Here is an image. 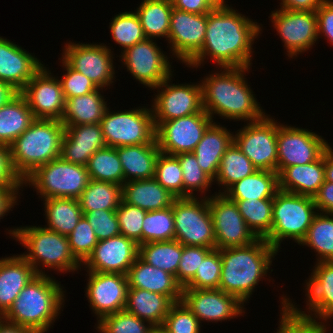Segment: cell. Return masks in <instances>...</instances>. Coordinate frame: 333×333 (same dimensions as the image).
Wrapping results in <instances>:
<instances>
[{
    "mask_svg": "<svg viewBox=\"0 0 333 333\" xmlns=\"http://www.w3.org/2000/svg\"><path fill=\"white\" fill-rule=\"evenodd\" d=\"M228 6L207 13L202 49L186 64L198 68L205 59L221 67H251L253 43L262 32L261 25ZM209 56V57H208Z\"/></svg>",
    "mask_w": 333,
    "mask_h": 333,
    "instance_id": "cell-1",
    "label": "cell"
},
{
    "mask_svg": "<svg viewBox=\"0 0 333 333\" xmlns=\"http://www.w3.org/2000/svg\"><path fill=\"white\" fill-rule=\"evenodd\" d=\"M250 68L221 67L219 72L202 79L203 109L212 119L218 114L224 119L249 123L267 114L245 78Z\"/></svg>",
    "mask_w": 333,
    "mask_h": 333,
    "instance_id": "cell-2",
    "label": "cell"
},
{
    "mask_svg": "<svg viewBox=\"0 0 333 333\" xmlns=\"http://www.w3.org/2000/svg\"><path fill=\"white\" fill-rule=\"evenodd\" d=\"M277 252L264 238L245 247L221 249L218 289L235 296L243 304L247 303L258 283L267 276Z\"/></svg>",
    "mask_w": 333,
    "mask_h": 333,
    "instance_id": "cell-3",
    "label": "cell"
},
{
    "mask_svg": "<svg viewBox=\"0 0 333 333\" xmlns=\"http://www.w3.org/2000/svg\"><path fill=\"white\" fill-rule=\"evenodd\" d=\"M60 283L50 275H36L20 292L3 318L12 323L47 333L64 306L66 297Z\"/></svg>",
    "mask_w": 333,
    "mask_h": 333,
    "instance_id": "cell-4",
    "label": "cell"
},
{
    "mask_svg": "<svg viewBox=\"0 0 333 333\" xmlns=\"http://www.w3.org/2000/svg\"><path fill=\"white\" fill-rule=\"evenodd\" d=\"M64 131L59 120L35 119L9 145L13 170L22 181L39 166L60 157Z\"/></svg>",
    "mask_w": 333,
    "mask_h": 333,
    "instance_id": "cell-5",
    "label": "cell"
},
{
    "mask_svg": "<svg viewBox=\"0 0 333 333\" xmlns=\"http://www.w3.org/2000/svg\"><path fill=\"white\" fill-rule=\"evenodd\" d=\"M8 231L9 236L27 249L21 256L34 268L37 275H46L44 267L47 271L50 268L51 271L53 269L62 273H74L83 268L74 257L67 236L39 225L14 227Z\"/></svg>",
    "mask_w": 333,
    "mask_h": 333,
    "instance_id": "cell-6",
    "label": "cell"
},
{
    "mask_svg": "<svg viewBox=\"0 0 333 333\" xmlns=\"http://www.w3.org/2000/svg\"><path fill=\"white\" fill-rule=\"evenodd\" d=\"M305 283L307 313L297 308L292 299L283 296L280 318L289 317L304 326L323 327L333 319V261L315 262L311 276Z\"/></svg>",
    "mask_w": 333,
    "mask_h": 333,
    "instance_id": "cell-7",
    "label": "cell"
},
{
    "mask_svg": "<svg viewBox=\"0 0 333 333\" xmlns=\"http://www.w3.org/2000/svg\"><path fill=\"white\" fill-rule=\"evenodd\" d=\"M317 214L313 197L278 190L273 201L271 231L264 239L277 251L286 238L299 245Z\"/></svg>",
    "mask_w": 333,
    "mask_h": 333,
    "instance_id": "cell-8",
    "label": "cell"
},
{
    "mask_svg": "<svg viewBox=\"0 0 333 333\" xmlns=\"http://www.w3.org/2000/svg\"><path fill=\"white\" fill-rule=\"evenodd\" d=\"M86 166L64 161L61 157L36 168L23 180V187L35 188L38 197L78 199L89 183ZM39 193V194H38Z\"/></svg>",
    "mask_w": 333,
    "mask_h": 333,
    "instance_id": "cell-9",
    "label": "cell"
},
{
    "mask_svg": "<svg viewBox=\"0 0 333 333\" xmlns=\"http://www.w3.org/2000/svg\"><path fill=\"white\" fill-rule=\"evenodd\" d=\"M103 138L107 147H123L157 143L152 108L110 112L106 109L101 119Z\"/></svg>",
    "mask_w": 333,
    "mask_h": 333,
    "instance_id": "cell-10",
    "label": "cell"
},
{
    "mask_svg": "<svg viewBox=\"0 0 333 333\" xmlns=\"http://www.w3.org/2000/svg\"><path fill=\"white\" fill-rule=\"evenodd\" d=\"M172 209L175 240L182 245L216 249V237L208 197L176 198Z\"/></svg>",
    "mask_w": 333,
    "mask_h": 333,
    "instance_id": "cell-11",
    "label": "cell"
},
{
    "mask_svg": "<svg viewBox=\"0 0 333 333\" xmlns=\"http://www.w3.org/2000/svg\"><path fill=\"white\" fill-rule=\"evenodd\" d=\"M234 142L258 170L277 172V121L266 114L235 132Z\"/></svg>",
    "mask_w": 333,
    "mask_h": 333,
    "instance_id": "cell-12",
    "label": "cell"
},
{
    "mask_svg": "<svg viewBox=\"0 0 333 333\" xmlns=\"http://www.w3.org/2000/svg\"><path fill=\"white\" fill-rule=\"evenodd\" d=\"M319 134L277 122V173L318 160L330 144Z\"/></svg>",
    "mask_w": 333,
    "mask_h": 333,
    "instance_id": "cell-13",
    "label": "cell"
},
{
    "mask_svg": "<svg viewBox=\"0 0 333 333\" xmlns=\"http://www.w3.org/2000/svg\"><path fill=\"white\" fill-rule=\"evenodd\" d=\"M172 76L173 74L152 89H158L151 106L155 127L162 121L204 111L201 82L172 84Z\"/></svg>",
    "mask_w": 333,
    "mask_h": 333,
    "instance_id": "cell-14",
    "label": "cell"
},
{
    "mask_svg": "<svg viewBox=\"0 0 333 333\" xmlns=\"http://www.w3.org/2000/svg\"><path fill=\"white\" fill-rule=\"evenodd\" d=\"M62 58L72 69L89 78L97 88L107 89L116 79L113 51L104 43L66 42ZM115 78V79H114Z\"/></svg>",
    "mask_w": 333,
    "mask_h": 333,
    "instance_id": "cell-15",
    "label": "cell"
},
{
    "mask_svg": "<svg viewBox=\"0 0 333 333\" xmlns=\"http://www.w3.org/2000/svg\"><path fill=\"white\" fill-rule=\"evenodd\" d=\"M206 111L162 121L156 126L155 139L162 153H192L204 132L214 122Z\"/></svg>",
    "mask_w": 333,
    "mask_h": 333,
    "instance_id": "cell-16",
    "label": "cell"
},
{
    "mask_svg": "<svg viewBox=\"0 0 333 333\" xmlns=\"http://www.w3.org/2000/svg\"><path fill=\"white\" fill-rule=\"evenodd\" d=\"M208 196L216 249L245 247L258 239L248 228L235 201L230 200L223 193Z\"/></svg>",
    "mask_w": 333,
    "mask_h": 333,
    "instance_id": "cell-17",
    "label": "cell"
},
{
    "mask_svg": "<svg viewBox=\"0 0 333 333\" xmlns=\"http://www.w3.org/2000/svg\"><path fill=\"white\" fill-rule=\"evenodd\" d=\"M156 40L146 38L120 54V61L132 77L149 89L157 87L174 71Z\"/></svg>",
    "mask_w": 333,
    "mask_h": 333,
    "instance_id": "cell-18",
    "label": "cell"
},
{
    "mask_svg": "<svg viewBox=\"0 0 333 333\" xmlns=\"http://www.w3.org/2000/svg\"><path fill=\"white\" fill-rule=\"evenodd\" d=\"M271 22L281 38L289 58L310 50L318 38L315 11L283 10L271 11Z\"/></svg>",
    "mask_w": 333,
    "mask_h": 333,
    "instance_id": "cell-19",
    "label": "cell"
},
{
    "mask_svg": "<svg viewBox=\"0 0 333 333\" xmlns=\"http://www.w3.org/2000/svg\"><path fill=\"white\" fill-rule=\"evenodd\" d=\"M45 65L29 80L20 92L26 99L35 119L61 120L66 99L60 79L53 77Z\"/></svg>",
    "mask_w": 333,
    "mask_h": 333,
    "instance_id": "cell-20",
    "label": "cell"
},
{
    "mask_svg": "<svg viewBox=\"0 0 333 333\" xmlns=\"http://www.w3.org/2000/svg\"><path fill=\"white\" fill-rule=\"evenodd\" d=\"M88 274L86 297L90 308L97 317V322L109 314L125 309L128 293L127 275L106 272Z\"/></svg>",
    "mask_w": 333,
    "mask_h": 333,
    "instance_id": "cell-21",
    "label": "cell"
},
{
    "mask_svg": "<svg viewBox=\"0 0 333 333\" xmlns=\"http://www.w3.org/2000/svg\"><path fill=\"white\" fill-rule=\"evenodd\" d=\"M181 301L199 322H219L244 315V304L220 289H182Z\"/></svg>",
    "mask_w": 333,
    "mask_h": 333,
    "instance_id": "cell-22",
    "label": "cell"
},
{
    "mask_svg": "<svg viewBox=\"0 0 333 333\" xmlns=\"http://www.w3.org/2000/svg\"><path fill=\"white\" fill-rule=\"evenodd\" d=\"M207 14H193L172 9L168 43L174 58L187 64L205 40Z\"/></svg>",
    "mask_w": 333,
    "mask_h": 333,
    "instance_id": "cell-23",
    "label": "cell"
},
{
    "mask_svg": "<svg viewBox=\"0 0 333 333\" xmlns=\"http://www.w3.org/2000/svg\"><path fill=\"white\" fill-rule=\"evenodd\" d=\"M139 255V245L119 234L98 241L92 254L82 264L87 271L118 273L127 275L129 268Z\"/></svg>",
    "mask_w": 333,
    "mask_h": 333,
    "instance_id": "cell-24",
    "label": "cell"
},
{
    "mask_svg": "<svg viewBox=\"0 0 333 333\" xmlns=\"http://www.w3.org/2000/svg\"><path fill=\"white\" fill-rule=\"evenodd\" d=\"M43 66L35 55L11 40L0 37V81L21 92Z\"/></svg>",
    "mask_w": 333,
    "mask_h": 333,
    "instance_id": "cell-25",
    "label": "cell"
},
{
    "mask_svg": "<svg viewBox=\"0 0 333 333\" xmlns=\"http://www.w3.org/2000/svg\"><path fill=\"white\" fill-rule=\"evenodd\" d=\"M106 147L100 123L65 126L60 157L67 162L86 166L90 157Z\"/></svg>",
    "mask_w": 333,
    "mask_h": 333,
    "instance_id": "cell-26",
    "label": "cell"
},
{
    "mask_svg": "<svg viewBox=\"0 0 333 333\" xmlns=\"http://www.w3.org/2000/svg\"><path fill=\"white\" fill-rule=\"evenodd\" d=\"M129 288L144 289L181 301L182 286L174 275L144 262L139 256L127 273Z\"/></svg>",
    "mask_w": 333,
    "mask_h": 333,
    "instance_id": "cell-27",
    "label": "cell"
},
{
    "mask_svg": "<svg viewBox=\"0 0 333 333\" xmlns=\"http://www.w3.org/2000/svg\"><path fill=\"white\" fill-rule=\"evenodd\" d=\"M36 275L34 268L19 254L0 259V314L9 310Z\"/></svg>",
    "mask_w": 333,
    "mask_h": 333,
    "instance_id": "cell-28",
    "label": "cell"
},
{
    "mask_svg": "<svg viewBox=\"0 0 333 333\" xmlns=\"http://www.w3.org/2000/svg\"><path fill=\"white\" fill-rule=\"evenodd\" d=\"M325 151L316 161L286 167L279 175V190L314 197L325 181Z\"/></svg>",
    "mask_w": 333,
    "mask_h": 333,
    "instance_id": "cell-29",
    "label": "cell"
},
{
    "mask_svg": "<svg viewBox=\"0 0 333 333\" xmlns=\"http://www.w3.org/2000/svg\"><path fill=\"white\" fill-rule=\"evenodd\" d=\"M234 134L220 123L213 122L204 132L193 153L198 165L213 180L217 177L220 160L233 143Z\"/></svg>",
    "mask_w": 333,
    "mask_h": 333,
    "instance_id": "cell-30",
    "label": "cell"
},
{
    "mask_svg": "<svg viewBox=\"0 0 333 333\" xmlns=\"http://www.w3.org/2000/svg\"><path fill=\"white\" fill-rule=\"evenodd\" d=\"M122 197L125 203L146 211L169 208L177 198L154 177L125 182L122 185Z\"/></svg>",
    "mask_w": 333,
    "mask_h": 333,
    "instance_id": "cell-31",
    "label": "cell"
},
{
    "mask_svg": "<svg viewBox=\"0 0 333 333\" xmlns=\"http://www.w3.org/2000/svg\"><path fill=\"white\" fill-rule=\"evenodd\" d=\"M157 143L117 147L124 172V183L155 176V164L160 153Z\"/></svg>",
    "mask_w": 333,
    "mask_h": 333,
    "instance_id": "cell-32",
    "label": "cell"
},
{
    "mask_svg": "<svg viewBox=\"0 0 333 333\" xmlns=\"http://www.w3.org/2000/svg\"><path fill=\"white\" fill-rule=\"evenodd\" d=\"M174 302L167 296L144 289L128 288L125 310L161 327Z\"/></svg>",
    "mask_w": 333,
    "mask_h": 333,
    "instance_id": "cell-33",
    "label": "cell"
},
{
    "mask_svg": "<svg viewBox=\"0 0 333 333\" xmlns=\"http://www.w3.org/2000/svg\"><path fill=\"white\" fill-rule=\"evenodd\" d=\"M101 88L88 94L66 99L61 122L64 126L100 123L108 108Z\"/></svg>",
    "mask_w": 333,
    "mask_h": 333,
    "instance_id": "cell-34",
    "label": "cell"
},
{
    "mask_svg": "<svg viewBox=\"0 0 333 333\" xmlns=\"http://www.w3.org/2000/svg\"><path fill=\"white\" fill-rule=\"evenodd\" d=\"M279 190L278 173L267 170H257L253 174L235 182L225 192L230 200H260L274 199Z\"/></svg>",
    "mask_w": 333,
    "mask_h": 333,
    "instance_id": "cell-35",
    "label": "cell"
},
{
    "mask_svg": "<svg viewBox=\"0 0 333 333\" xmlns=\"http://www.w3.org/2000/svg\"><path fill=\"white\" fill-rule=\"evenodd\" d=\"M34 120L26 99L19 92L0 108V144L9 146Z\"/></svg>",
    "mask_w": 333,
    "mask_h": 333,
    "instance_id": "cell-36",
    "label": "cell"
},
{
    "mask_svg": "<svg viewBox=\"0 0 333 333\" xmlns=\"http://www.w3.org/2000/svg\"><path fill=\"white\" fill-rule=\"evenodd\" d=\"M43 201L47 222L44 227L68 237L83 217L78 199L48 198Z\"/></svg>",
    "mask_w": 333,
    "mask_h": 333,
    "instance_id": "cell-37",
    "label": "cell"
},
{
    "mask_svg": "<svg viewBox=\"0 0 333 333\" xmlns=\"http://www.w3.org/2000/svg\"><path fill=\"white\" fill-rule=\"evenodd\" d=\"M171 0H142L137 13L144 34L148 39L166 38L168 40L172 13Z\"/></svg>",
    "mask_w": 333,
    "mask_h": 333,
    "instance_id": "cell-38",
    "label": "cell"
},
{
    "mask_svg": "<svg viewBox=\"0 0 333 333\" xmlns=\"http://www.w3.org/2000/svg\"><path fill=\"white\" fill-rule=\"evenodd\" d=\"M122 200L121 185L91 179L85 190L81 193V196L78 198L83 212L97 210L116 211Z\"/></svg>",
    "mask_w": 333,
    "mask_h": 333,
    "instance_id": "cell-39",
    "label": "cell"
},
{
    "mask_svg": "<svg viewBox=\"0 0 333 333\" xmlns=\"http://www.w3.org/2000/svg\"><path fill=\"white\" fill-rule=\"evenodd\" d=\"M183 252V245L177 240L150 242L139 245V257L151 266L176 277Z\"/></svg>",
    "mask_w": 333,
    "mask_h": 333,
    "instance_id": "cell-40",
    "label": "cell"
},
{
    "mask_svg": "<svg viewBox=\"0 0 333 333\" xmlns=\"http://www.w3.org/2000/svg\"><path fill=\"white\" fill-rule=\"evenodd\" d=\"M258 169L252 164L233 141L220 160L214 182L225 192L235 182L253 174Z\"/></svg>",
    "mask_w": 333,
    "mask_h": 333,
    "instance_id": "cell-41",
    "label": "cell"
},
{
    "mask_svg": "<svg viewBox=\"0 0 333 333\" xmlns=\"http://www.w3.org/2000/svg\"><path fill=\"white\" fill-rule=\"evenodd\" d=\"M300 245L317 253L316 262L333 261V214L318 212Z\"/></svg>",
    "mask_w": 333,
    "mask_h": 333,
    "instance_id": "cell-42",
    "label": "cell"
},
{
    "mask_svg": "<svg viewBox=\"0 0 333 333\" xmlns=\"http://www.w3.org/2000/svg\"><path fill=\"white\" fill-rule=\"evenodd\" d=\"M86 169L91 180L124 184V172L117 148L104 147L88 160Z\"/></svg>",
    "mask_w": 333,
    "mask_h": 333,
    "instance_id": "cell-43",
    "label": "cell"
},
{
    "mask_svg": "<svg viewBox=\"0 0 333 333\" xmlns=\"http://www.w3.org/2000/svg\"><path fill=\"white\" fill-rule=\"evenodd\" d=\"M233 201L253 234L265 238L271 231L274 199Z\"/></svg>",
    "mask_w": 333,
    "mask_h": 333,
    "instance_id": "cell-44",
    "label": "cell"
},
{
    "mask_svg": "<svg viewBox=\"0 0 333 333\" xmlns=\"http://www.w3.org/2000/svg\"><path fill=\"white\" fill-rule=\"evenodd\" d=\"M110 34L120 46L121 53L146 39L140 19L134 11L120 12L109 22Z\"/></svg>",
    "mask_w": 333,
    "mask_h": 333,
    "instance_id": "cell-45",
    "label": "cell"
},
{
    "mask_svg": "<svg viewBox=\"0 0 333 333\" xmlns=\"http://www.w3.org/2000/svg\"><path fill=\"white\" fill-rule=\"evenodd\" d=\"M175 239L172 206L163 210L147 211L142 228V244Z\"/></svg>",
    "mask_w": 333,
    "mask_h": 333,
    "instance_id": "cell-46",
    "label": "cell"
},
{
    "mask_svg": "<svg viewBox=\"0 0 333 333\" xmlns=\"http://www.w3.org/2000/svg\"><path fill=\"white\" fill-rule=\"evenodd\" d=\"M175 156L180 162L183 173V197H195L194 191L201 192L202 197H208L205 196L206 192L214 180L200 168L194 153H181Z\"/></svg>",
    "mask_w": 333,
    "mask_h": 333,
    "instance_id": "cell-47",
    "label": "cell"
},
{
    "mask_svg": "<svg viewBox=\"0 0 333 333\" xmlns=\"http://www.w3.org/2000/svg\"><path fill=\"white\" fill-rule=\"evenodd\" d=\"M100 333H150L154 327L124 310L109 314L95 324Z\"/></svg>",
    "mask_w": 333,
    "mask_h": 333,
    "instance_id": "cell-48",
    "label": "cell"
},
{
    "mask_svg": "<svg viewBox=\"0 0 333 333\" xmlns=\"http://www.w3.org/2000/svg\"><path fill=\"white\" fill-rule=\"evenodd\" d=\"M154 178L175 197H183V173L176 156L160 152L155 164Z\"/></svg>",
    "mask_w": 333,
    "mask_h": 333,
    "instance_id": "cell-49",
    "label": "cell"
},
{
    "mask_svg": "<svg viewBox=\"0 0 333 333\" xmlns=\"http://www.w3.org/2000/svg\"><path fill=\"white\" fill-rule=\"evenodd\" d=\"M222 261L220 250L213 249L201 261L195 276L183 287L188 289H218L220 285Z\"/></svg>",
    "mask_w": 333,
    "mask_h": 333,
    "instance_id": "cell-50",
    "label": "cell"
},
{
    "mask_svg": "<svg viewBox=\"0 0 333 333\" xmlns=\"http://www.w3.org/2000/svg\"><path fill=\"white\" fill-rule=\"evenodd\" d=\"M166 333H200L199 319L182 302H175L161 326Z\"/></svg>",
    "mask_w": 333,
    "mask_h": 333,
    "instance_id": "cell-51",
    "label": "cell"
},
{
    "mask_svg": "<svg viewBox=\"0 0 333 333\" xmlns=\"http://www.w3.org/2000/svg\"><path fill=\"white\" fill-rule=\"evenodd\" d=\"M146 210L129 205L123 200L116 210L120 233L136 242L142 244V228Z\"/></svg>",
    "mask_w": 333,
    "mask_h": 333,
    "instance_id": "cell-52",
    "label": "cell"
},
{
    "mask_svg": "<svg viewBox=\"0 0 333 333\" xmlns=\"http://www.w3.org/2000/svg\"><path fill=\"white\" fill-rule=\"evenodd\" d=\"M68 240L74 257L81 264L92 254L94 247L98 243L94 230L84 216L69 234Z\"/></svg>",
    "mask_w": 333,
    "mask_h": 333,
    "instance_id": "cell-53",
    "label": "cell"
},
{
    "mask_svg": "<svg viewBox=\"0 0 333 333\" xmlns=\"http://www.w3.org/2000/svg\"><path fill=\"white\" fill-rule=\"evenodd\" d=\"M212 250L203 246L183 245V252L176 275V280L182 288L195 276L197 268L201 265V261Z\"/></svg>",
    "mask_w": 333,
    "mask_h": 333,
    "instance_id": "cell-54",
    "label": "cell"
},
{
    "mask_svg": "<svg viewBox=\"0 0 333 333\" xmlns=\"http://www.w3.org/2000/svg\"><path fill=\"white\" fill-rule=\"evenodd\" d=\"M83 216L94 230L98 241L121 234L116 211L97 210L83 212Z\"/></svg>",
    "mask_w": 333,
    "mask_h": 333,
    "instance_id": "cell-55",
    "label": "cell"
},
{
    "mask_svg": "<svg viewBox=\"0 0 333 333\" xmlns=\"http://www.w3.org/2000/svg\"><path fill=\"white\" fill-rule=\"evenodd\" d=\"M62 67L66 72L60 79L65 99L88 94L97 90V86L85 75L72 69L62 58Z\"/></svg>",
    "mask_w": 333,
    "mask_h": 333,
    "instance_id": "cell-56",
    "label": "cell"
},
{
    "mask_svg": "<svg viewBox=\"0 0 333 333\" xmlns=\"http://www.w3.org/2000/svg\"><path fill=\"white\" fill-rule=\"evenodd\" d=\"M0 187H23L11 163L9 146L0 144Z\"/></svg>",
    "mask_w": 333,
    "mask_h": 333,
    "instance_id": "cell-57",
    "label": "cell"
},
{
    "mask_svg": "<svg viewBox=\"0 0 333 333\" xmlns=\"http://www.w3.org/2000/svg\"><path fill=\"white\" fill-rule=\"evenodd\" d=\"M318 38L325 37L333 45V1L325 0L317 9Z\"/></svg>",
    "mask_w": 333,
    "mask_h": 333,
    "instance_id": "cell-58",
    "label": "cell"
},
{
    "mask_svg": "<svg viewBox=\"0 0 333 333\" xmlns=\"http://www.w3.org/2000/svg\"><path fill=\"white\" fill-rule=\"evenodd\" d=\"M313 199L318 212L333 214V183L324 181Z\"/></svg>",
    "mask_w": 333,
    "mask_h": 333,
    "instance_id": "cell-59",
    "label": "cell"
},
{
    "mask_svg": "<svg viewBox=\"0 0 333 333\" xmlns=\"http://www.w3.org/2000/svg\"><path fill=\"white\" fill-rule=\"evenodd\" d=\"M279 327L275 333H326L328 326H304L289 317L279 318Z\"/></svg>",
    "mask_w": 333,
    "mask_h": 333,
    "instance_id": "cell-60",
    "label": "cell"
},
{
    "mask_svg": "<svg viewBox=\"0 0 333 333\" xmlns=\"http://www.w3.org/2000/svg\"><path fill=\"white\" fill-rule=\"evenodd\" d=\"M23 187H0V219L17 205L19 193ZM12 208V209H11Z\"/></svg>",
    "mask_w": 333,
    "mask_h": 333,
    "instance_id": "cell-61",
    "label": "cell"
},
{
    "mask_svg": "<svg viewBox=\"0 0 333 333\" xmlns=\"http://www.w3.org/2000/svg\"><path fill=\"white\" fill-rule=\"evenodd\" d=\"M174 9L193 14H207L212 8L205 0H171Z\"/></svg>",
    "mask_w": 333,
    "mask_h": 333,
    "instance_id": "cell-62",
    "label": "cell"
},
{
    "mask_svg": "<svg viewBox=\"0 0 333 333\" xmlns=\"http://www.w3.org/2000/svg\"><path fill=\"white\" fill-rule=\"evenodd\" d=\"M325 0H281L283 10L316 11Z\"/></svg>",
    "mask_w": 333,
    "mask_h": 333,
    "instance_id": "cell-63",
    "label": "cell"
},
{
    "mask_svg": "<svg viewBox=\"0 0 333 333\" xmlns=\"http://www.w3.org/2000/svg\"><path fill=\"white\" fill-rule=\"evenodd\" d=\"M0 333H35L33 330L2 319L0 321Z\"/></svg>",
    "mask_w": 333,
    "mask_h": 333,
    "instance_id": "cell-64",
    "label": "cell"
},
{
    "mask_svg": "<svg viewBox=\"0 0 333 333\" xmlns=\"http://www.w3.org/2000/svg\"><path fill=\"white\" fill-rule=\"evenodd\" d=\"M19 92L12 86L0 81V108L13 99Z\"/></svg>",
    "mask_w": 333,
    "mask_h": 333,
    "instance_id": "cell-65",
    "label": "cell"
},
{
    "mask_svg": "<svg viewBox=\"0 0 333 333\" xmlns=\"http://www.w3.org/2000/svg\"><path fill=\"white\" fill-rule=\"evenodd\" d=\"M325 181H329L333 183V149L329 146L325 150Z\"/></svg>",
    "mask_w": 333,
    "mask_h": 333,
    "instance_id": "cell-66",
    "label": "cell"
},
{
    "mask_svg": "<svg viewBox=\"0 0 333 333\" xmlns=\"http://www.w3.org/2000/svg\"><path fill=\"white\" fill-rule=\"evenodd\" d=\"M205 1L212 9H221L229 6L226 3L227 1L225 0H205Z\"/></svg>",
    "mask_w": 333,
    "mask_h": 333,
    "instance_id": "cell-67",
    "label": "cell"
},
{
    "mask_svg": "<svg viewBox=\"0 0 333 333\" xmlns=\"http://www.w3.org/2000/svg\"><path fill=\"white\" fill-rule=\"evenodd\" d=\"M150 333H166L162 327H154Z\"/></svg>",
    "mask_w": 333,
    "mask_h": 333,
    "instance_id": "cell-68",
    "label": "cell"
},
{
    "mask_svg": "<svg viewBox=\"0 0 333 333\" xmlns=\"http://www.w3.org/2000/svg\"><path fill=\"white\" fill-rule=\"evenodd\" d=\"M3 319V315L2 314H0V321Z\"/></svg>",
    "mask_w": 333,
    "mask_h": 333,
    "instance_id": "cell-69",
    "label": "cell"
}]
</instances>
